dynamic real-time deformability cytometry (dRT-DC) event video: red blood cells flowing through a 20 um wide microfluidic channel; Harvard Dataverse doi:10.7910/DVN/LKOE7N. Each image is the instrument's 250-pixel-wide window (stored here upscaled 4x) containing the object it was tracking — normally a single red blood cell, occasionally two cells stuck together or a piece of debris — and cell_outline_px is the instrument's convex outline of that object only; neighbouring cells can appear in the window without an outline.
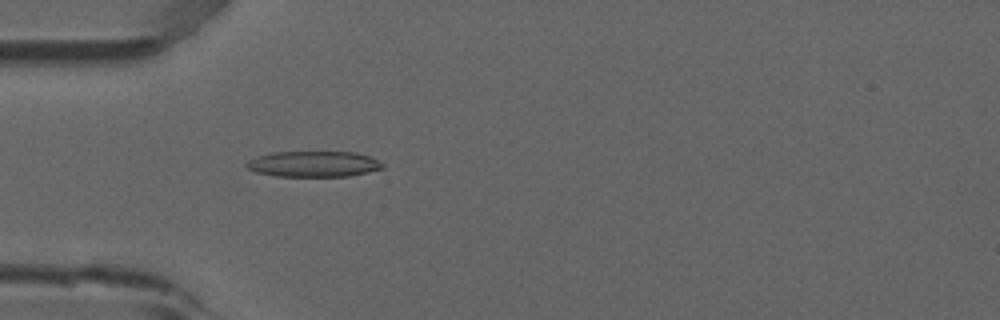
{"species": "common noctule bat (a hibernating species)", "species_latin": "Nyctalus noctula", "temperature_condition": "room temperature", "stored_images_in_passage": 4, "camera_frame_rate_fps": 3000, "um_per_image_px": 0.085, "animal": {"sex": "male", "forearm_length_mm": 52.5}, "frame": {"image": 1, "passage_image": 4, "time_ms": 1.0, "image_size_px": [1000, 320], "cell_outline_px": [[384, 168], [368, 172], [348, 176], [276, 176], [256, 172], [248, 168], [244, 164], [248, 160], [256, 156], [272, 152], [356, 152], [368, 156], [384, 164]], "centroid_in_image_um": [26.63, 13.94], "position_along_channel_um": 58.4, "area_um2": 20.4}}